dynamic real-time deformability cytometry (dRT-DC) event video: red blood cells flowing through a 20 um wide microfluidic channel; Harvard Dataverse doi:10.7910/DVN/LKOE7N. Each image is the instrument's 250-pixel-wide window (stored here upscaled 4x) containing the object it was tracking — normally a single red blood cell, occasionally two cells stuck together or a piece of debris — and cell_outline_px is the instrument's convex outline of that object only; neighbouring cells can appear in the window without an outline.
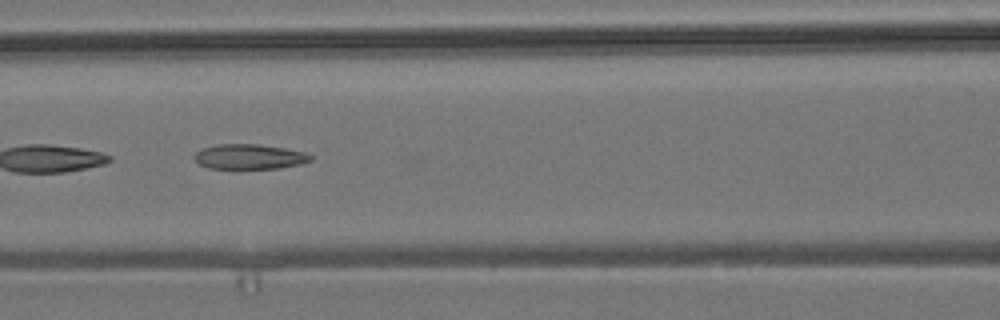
{"species": "common noctule bat (a hibernating species)", "species_latin": "Nyctalus noctula", "temperature_condition": "room temperature", "stored_images_in_passage": 6, "camera_frame_rate_fps": 3000, "um_per_image_px": 0.085, "animal": {"sex": "male", "body_mass_g": 19.2, "forearm_length_mm": 51.8}, "frame": {"image": 1, "passage_image": 3, "time_ms": 0.667, "image_size_px": [1000, 320], "cell_outline_px": [[312, 160], [300, 164], [280, 168], [208, 168], [200, 164], [192, 156], [196, 152], [204, 148], [216, 144], [260, 144], [284, 148], [304, 152], [312, 156]], "centroid_in_image_um": [21.2, 13.31], "position_along_channel_um": 145.4, "area_um2": 16.82}}